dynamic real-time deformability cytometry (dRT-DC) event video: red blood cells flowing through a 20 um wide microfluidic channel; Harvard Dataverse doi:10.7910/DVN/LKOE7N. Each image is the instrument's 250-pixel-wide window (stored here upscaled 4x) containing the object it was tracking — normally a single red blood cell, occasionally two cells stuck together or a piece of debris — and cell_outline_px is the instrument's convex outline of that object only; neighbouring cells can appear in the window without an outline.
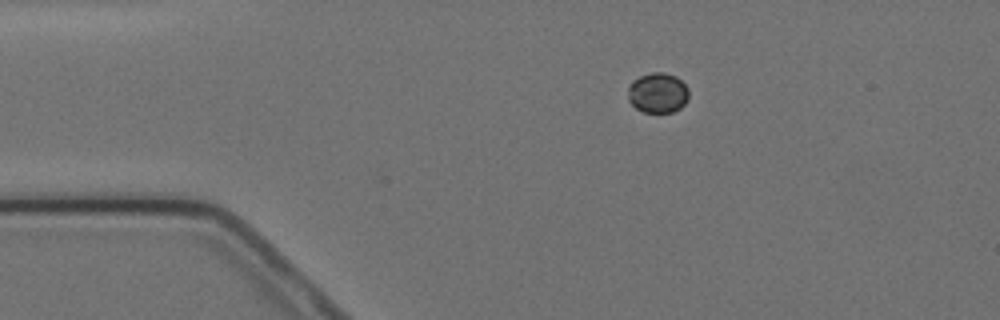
{"species": "Egyptian fruit bat (a non-hibernating species)", "species_latin": "Rousettus aegyptiacus", "temperature_condition": "cold", "stored_images_in_passage": 6, "camera_frame_rate_fps": 3000, "um_per_image_px": 0.085, "animal": {"sex": "female"}, "frame": {"image": 1, "passage_image": 2, "time_ms": 1.333, "image_size_px": [1000, 320], "cell_outline_px": [[688, 100], [680, 108], [672, 112], [644, 112], [636, 108], [628, 100], [628, 88], [632, 80], [640, 76], [652, 72], [664, 72], [676, 76], [688, 88]], "centroid_in_image_um": [55.9, 7.88], "position_along_channel_um": 29.1, "area_um2": 14.28}}
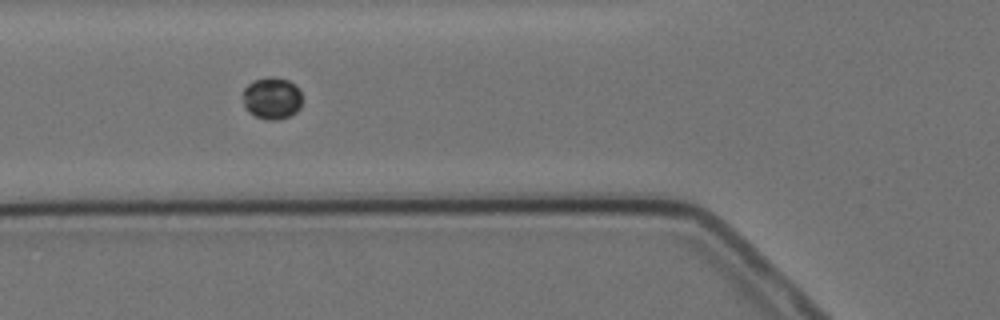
{"frame": {"image": 2, "passage_image": 5, "time_ms": 4.667, "image_size_px": [1000, 320], "cell_outline_px": [[300, 108], [296, 112], [288, 116], [276, 120], [268, 120], [256, 116], [248, 112], [244, 108], [244, 88], [252, 80], [268, 76], [276, 76], [288, 80], [300, 92]], "centroid_in_image_um": [23.08, 8.33], "position_along_channel_um": 102.7, "area_um2": 14.45}}
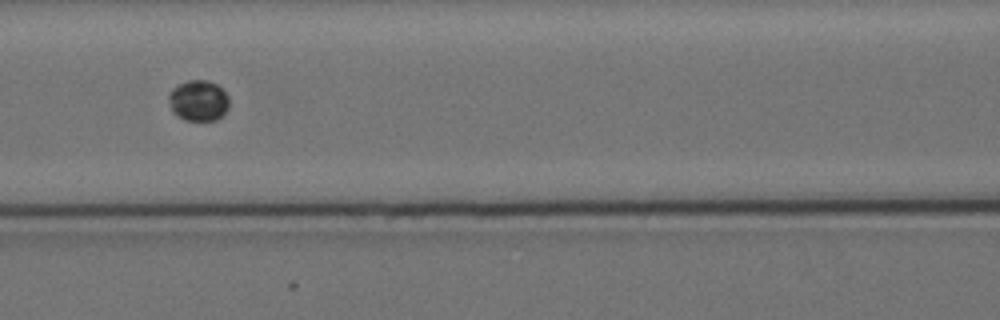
{"frame": {"image": 3, "passage_image": 6, "time_ms": 6.0, "image_size_px": [1000, 320], "cell_outline_px": [[228, 108], [216, 120], [184, 120], [176, 116], [172, 112], [168, 96], [172, 88], [188, 80], [208, 80], [216, 84], [228, 96]], "centroid_in_image_um": [16.84, 8.55], "position_along_channel_um": 149.8, "area_um2": 14.28}}